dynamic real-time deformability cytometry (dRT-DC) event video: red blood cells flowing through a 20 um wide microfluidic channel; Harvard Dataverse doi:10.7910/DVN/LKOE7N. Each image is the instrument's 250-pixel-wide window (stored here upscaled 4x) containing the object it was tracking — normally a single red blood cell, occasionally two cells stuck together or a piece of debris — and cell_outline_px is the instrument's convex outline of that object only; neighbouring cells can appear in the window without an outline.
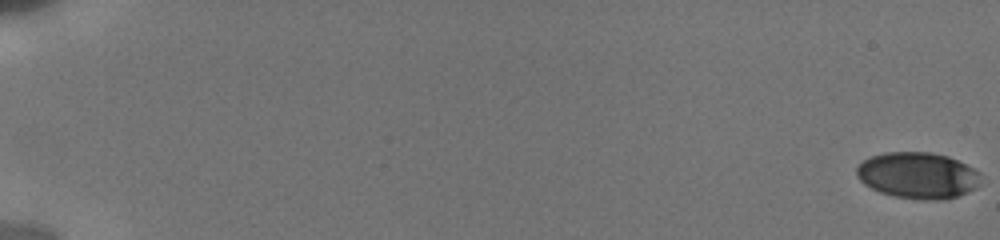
{"species": "human", "species_latin": "Homo sapiens", "temperature_condition": "cold", "stored_images_in_passage": 24, "camera_frame_rate_fps": 3000, "um_per_image_px": 0.085, "donor": {"sex": "male"}, "frame": {"image": 1, "passage_image": 1, "time_ms": 0.0, "image_size_px": [1000, 240], "cell_outline_px": [[980, 184], [976, 188], [956, 196], [944, 200], [920, 200], [892, 196], [880, 192], [864, 184], [856, 176], [856, 168], [864, 160], [872, 156], [884, 152], [928, 152], [948, 156], [980, 172]], "centroid_in_image_um": [78.0, 14.92], "position_along_channel_um": 7.0, "area_um2": 33.52}}
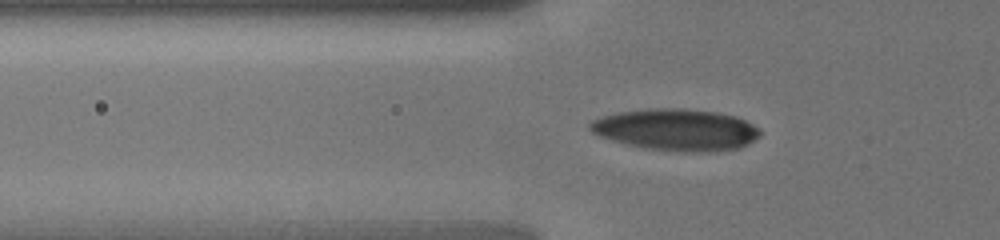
{"frame": {"image": 2, "passage_image": 17, "time_ms": 7.0, "image_size_px": [1000, 240], "cell_outline_px": [[760, 136], [748, 144], [740, 148], [716, 152], [684, 152], [648, 148], [628, 144], [612, 140], [600, 136], [592, 132], [588, 128], [588, 124], [592, 120], [616, 112], [648, 108], [684, 108], [720, 112], [736, 116], [760, 128]], "centroid_in_image_um": [57.51, 11.02], "position_along_channel_um": 68.3, "area_um2": 41.62}}
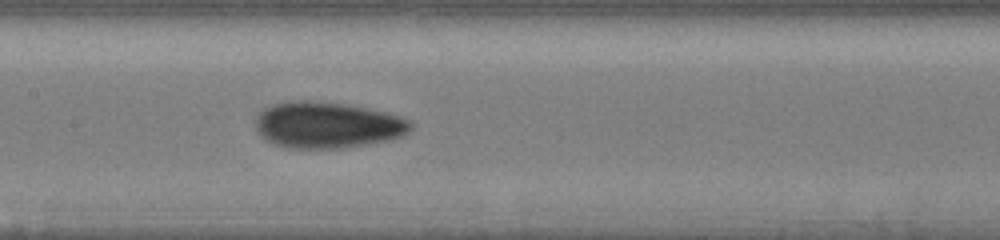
{"frame": {"image": 3, "passage_image": 24, "time_ms": 10.0, "image_size_px": [1000, 240], "cell_outline_px": [[412, 128], [404, 136], [388, 140], [340, 148], [288, 148], [264, 140], [256, 128], [256, 116], [264, 108], [272, 104], [288, 100], [308, 100], [352, 104], [400, 116], [412, 120]], "centroid_in_image_um": [27.83, 10.6], "position_along_channel_um": 179.6, "area_um2": 42.19}}